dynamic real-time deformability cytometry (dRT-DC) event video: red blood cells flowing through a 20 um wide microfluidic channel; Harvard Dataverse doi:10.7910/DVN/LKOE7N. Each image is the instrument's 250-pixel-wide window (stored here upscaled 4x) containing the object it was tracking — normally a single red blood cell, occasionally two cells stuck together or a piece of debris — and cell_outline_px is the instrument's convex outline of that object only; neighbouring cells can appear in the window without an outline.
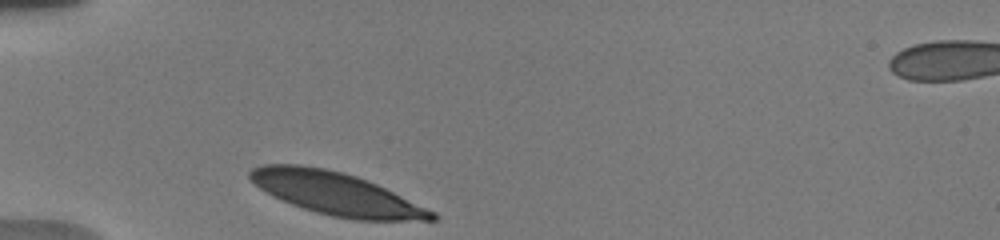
{"species": "human", "species_latin": "Homo sapiens", "temperature_condition": "warm", "stored_images_in_passage": 16, "camera_frame_rate_fps": 3000, "um_per_image_px": 0.085, "donor": {"sex": "male"}, "frame": {"image": 1, "passage_image": 1, "time_ms": 0.0, "image_size_px": [1000, 240], "cell_outline_px": [[440, 216], [436, 220], [356, 220], [332, 216], [316, 212], [292, 204], [272, 196], [260, 188], [248, 176], [248, 172], [252, 168], [264, 164], [300, 164], [324, 168], [344, 172], [368, 180], [436, 212]], "centroid_in_image_um": [28.58, 16.45], "position_along_channel_um": 56.4, "area_um2": 45.08}}
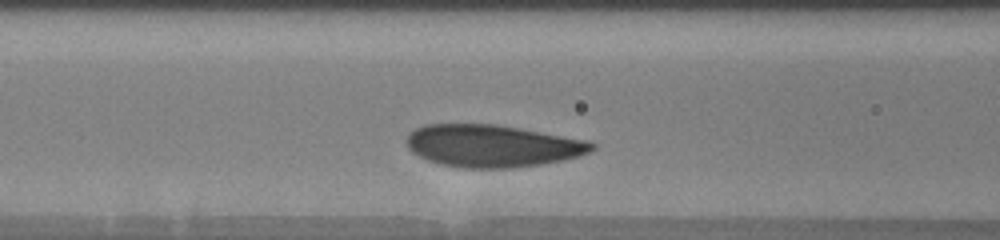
{"frame": {"image": 2, "passage_image": 6, "time_ms": 2.333, "image_size_px": [1000, 240], "cell_outline_px": [[596, 148], [592, 152], [580, 156], [564, 160], [540, 164], [512, 168], [464, 168], [440, 164], [428, 160], [412, 152], [408, 148], [408, 136], [416, 128], [424, 124], [496, 124], [520, 128], [588, 140], [596, 144]], "centroid_in_image_um": [41.9, 12.4], "position_along_channel_um": 124.7, "area_um2": 45.78}}
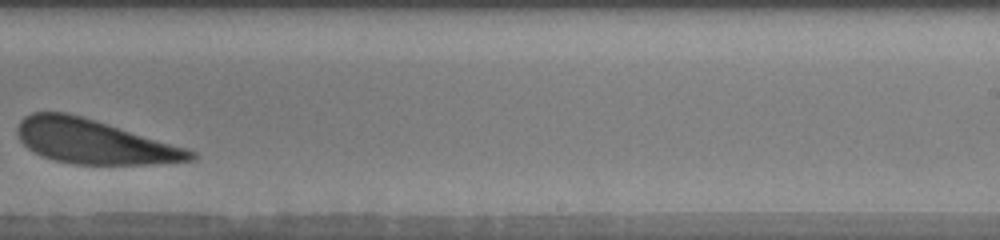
{"frame": {"image": 3, "passage_image": 13, "time_ms": 6.667, "image_size_px": [1000, 240], "cell_outline_px": [[196, 160], [156, 164], [72, 164], [52, 160], [28, 148], [20, 140], [16, 132], [16, 128], [20, 120], [24, 116], [32, 112], [68, 112], [96, 120], [188, 148], [196, 152]], "centroid_in_image_um": [8.0, 12.04], "position_along_channel_um": 281.0, "area_um2": 44.8}}